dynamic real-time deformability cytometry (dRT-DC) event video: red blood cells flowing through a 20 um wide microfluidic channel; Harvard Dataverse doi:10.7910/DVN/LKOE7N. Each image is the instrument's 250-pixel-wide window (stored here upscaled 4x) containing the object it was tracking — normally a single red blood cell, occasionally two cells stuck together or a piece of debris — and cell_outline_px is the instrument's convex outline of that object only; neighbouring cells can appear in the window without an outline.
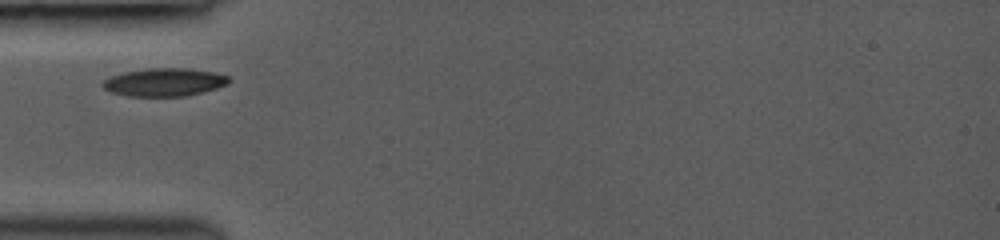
{"species": "common noctule bat (a hibernating species)", "species_latin": "Nyctalus noctula", "temperature_condition": "room temperature", "stored_images_in_passage": 4, "camera_frame_rate_fps": 3000, "um_per_image_px": 0.085, "animal": {"sex": "female", "body_mass_g": 19.0, "forearm_length_mm": 53.3}, "frame": {"image": 1, "passage_image": 1, "time_ms": 0.0, "image_size_px": [1000, 240], "cell_outline_px": [[232, 80], [228, 84], [204, 92], [188, 96], [128, 96], [112, 92], [104, 88], [100, 84], [104, 80], [112, 76], [124, 72], [148, 68], [184, 68], [216, 72], [228, 76]], "centroid_in_image_um": [14.01, 6.99], "position_along_channel_um": 71.0, "area_um2": 20.69}}
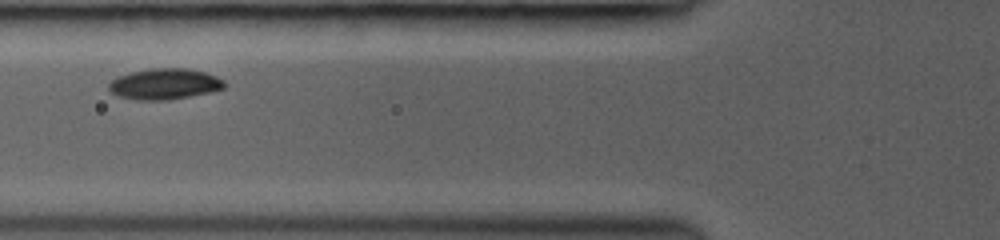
{"frame": {"image": 2, "passage_image": 2, "time_ms": 1.0, "image_size_px": [1000, 240], "cell_outline_px": [[228, 84], [224, 88], [212, 92], [168, 100], [136, 100], [120, 96], [112, 92], [108, 88], [108, 84], [116, 76], [132, 72], [152, 68], [188, 68], [204, 72], [216, 76], [224, 80]], "centroid_in_image_um": [14.02, 7.14], "position_along_channel_um": 111.8, "area_um2": 20.92}}
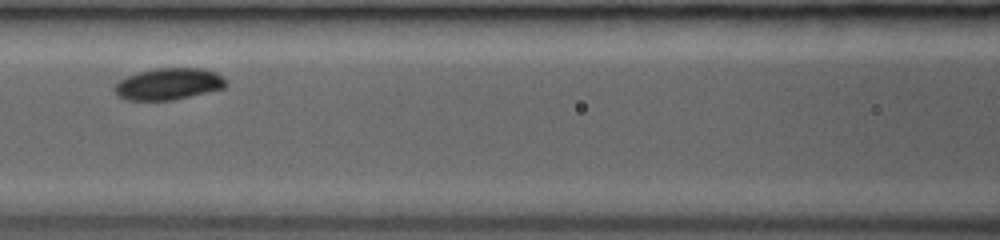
{"frame": {"image": 3, "passage_image": 3, "time_ms": 2.0, "image_size_px": [1000, 240], "cell_outline_px": [[228, 84], [224, 88], [172, 100], [124, 100], [116, 96], [112, 88], [120, 80], [128, 76], [140, 72], [156, 68], [204, 68], [216, 72]], "centroid_in_image_um": [14.29, 7.14], "position_along_channel_um": 152.3, "area_um2": 20.52}}